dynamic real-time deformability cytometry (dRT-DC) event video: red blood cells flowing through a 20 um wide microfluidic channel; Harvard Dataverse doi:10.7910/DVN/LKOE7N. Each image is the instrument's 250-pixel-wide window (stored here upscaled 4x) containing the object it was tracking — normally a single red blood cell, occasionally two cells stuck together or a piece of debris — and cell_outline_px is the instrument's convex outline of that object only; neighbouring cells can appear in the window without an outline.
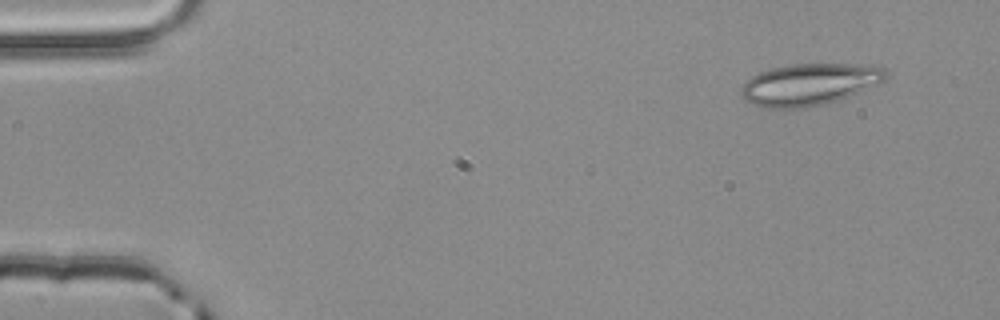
{"species": "common noctule bat (a hibernating species)", "species_latin": "Nyctalus noctula", "temperature_condition": "room temperature", "stored_images_in_passage": 3, "camera_frame_rate_fps": 3000, "um_per_image_px": 0.085, "animal": {"sex": "male", "body_mass_g": 20.4}, "frame": {"image": 1, "passage_image": 1, "time_ms": 0.0, "image_size_px": [1000, 320], "cell_outline_px": [[888, 76], [884, 80], [840, 100], [824, 104], [804, 108], [768, 108], [756, 104], [748, 100], [740, 92], [740, 88], [752, 76], [760, 72], [772, 68], [788, 64], [848, 64], [884, 68], [888, 72]], "centroid_in_image_um": [68.79, 7.17], "position_along_channel_um": 16.2, "area_um2": 34.68}}